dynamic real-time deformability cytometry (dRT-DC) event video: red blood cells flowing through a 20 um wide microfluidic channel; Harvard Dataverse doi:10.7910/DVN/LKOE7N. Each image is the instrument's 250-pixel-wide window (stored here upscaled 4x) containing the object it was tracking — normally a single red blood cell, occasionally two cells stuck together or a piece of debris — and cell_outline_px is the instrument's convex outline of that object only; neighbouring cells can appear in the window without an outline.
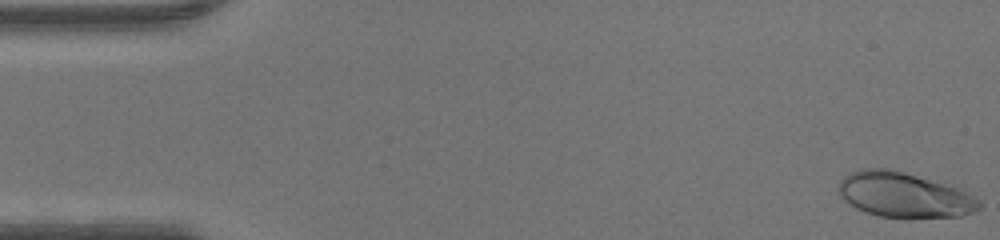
{"species": "human", "species_latin": "Homo sapiens", "temperature_condition": "warm", "stored_images_in_passage": 47, "camera_frame_rate_fps": 3000, "um_per_image_px": 0.085, "donor": {"sex": "male"}, "frame": {"image": 1, "passage_image": 1, "time_ms": 0.0, "image_size_px": [1000, 240], "cell_outline_px": [[980, 208], [972, 212], [960, 216], [908, 220], [904, 220], [880, 216], [856, 208], [848, 204], [840, 196], [840, 180], [844, 176], [852, 172], [864, 168], [888, 168], [964, 188], [980, 200]], "centroid_in_image_um": [76.91, 16.6], "position_along_channel_um": 8.1, "area_um2": 37.74}}
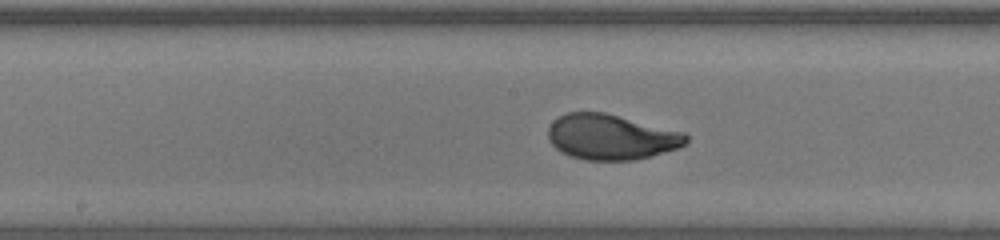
{"frame": {"image": 2, "passage_image": 24, "time_ms": 7.667, "image_size_px": [1000, 240], "cell_outline_px": [[688, 140], [680, 148], [632, 160], [588, 160], [568, 156], [560, 152], [552, 144], [548, 136], [548, 128], [552, 120], [568, 112], [604, 112], [684, 132], [688, 136]], "centroid_in_image_um": [51.92, 11.64], "position_along_channel_um": 196.3, "area_um2": 36.41}}
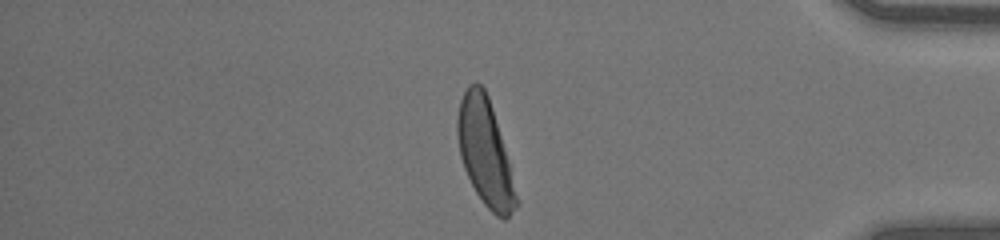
{"frame": {"image": 3, "passage_image": 40, "time_ms": 13.0, "image_size_px": [1000, 240], "cell_outline_px": [[516, 208], [504, 220], [496, 216], [484, 204], [476, 192], [464, 168], [460, 156], [456, 132], [456, 120], [460, 100], [468, 84], [476, 80], [484, 88], [488, 96], [492, 108], [508, 164], [516, 196]], "centroid_in_image_um": [41.17, 12.9], "position_along_channel_um": 394.0, "area_um2": 35.43}}